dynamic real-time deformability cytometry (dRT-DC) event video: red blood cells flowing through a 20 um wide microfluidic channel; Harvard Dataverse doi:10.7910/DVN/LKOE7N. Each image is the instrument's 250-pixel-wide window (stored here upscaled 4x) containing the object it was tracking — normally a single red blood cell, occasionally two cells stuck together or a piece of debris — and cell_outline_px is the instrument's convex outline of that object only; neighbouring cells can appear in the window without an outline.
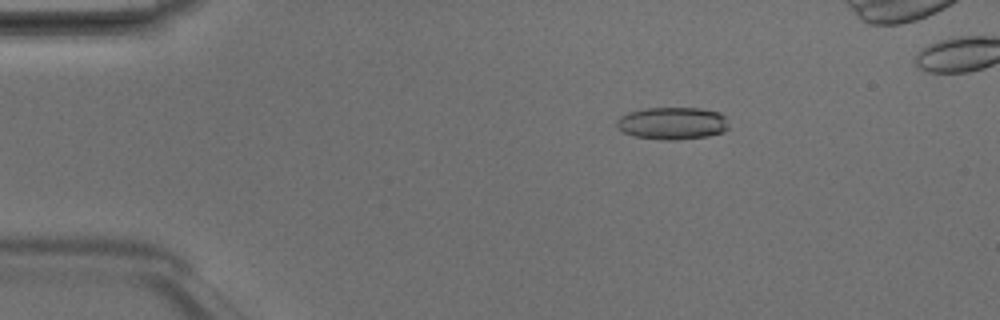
{"species": "Egyptian fruit bat (a non-hibernating species)", "species_latin": "Rousettus aegyptiacus", "temperature_condition": "room temperature", "stored_images_in_passage": 6, "camera_frame_rate_fps": 3000, "um_per_image_px": 0.085, "animal": {"sex": "male"}, "frame": {"image": 1, "passage_image": 3, "time_ms": 0.667, "image_size_px": [1000, 320], "cell_outline_px": [[728, 128], [724, 132], [708, 136], [676, 140], [664, 140], [632, 136], [616, 128], [616, 120], [620, 116], [628, 112], [644, 108], [700, 108], [720, 112], [724, 116]], "centroid_in_image_um": [57.12, 10.48], "position_along_channel_um": 27.9, "area_um2": 21.33}}